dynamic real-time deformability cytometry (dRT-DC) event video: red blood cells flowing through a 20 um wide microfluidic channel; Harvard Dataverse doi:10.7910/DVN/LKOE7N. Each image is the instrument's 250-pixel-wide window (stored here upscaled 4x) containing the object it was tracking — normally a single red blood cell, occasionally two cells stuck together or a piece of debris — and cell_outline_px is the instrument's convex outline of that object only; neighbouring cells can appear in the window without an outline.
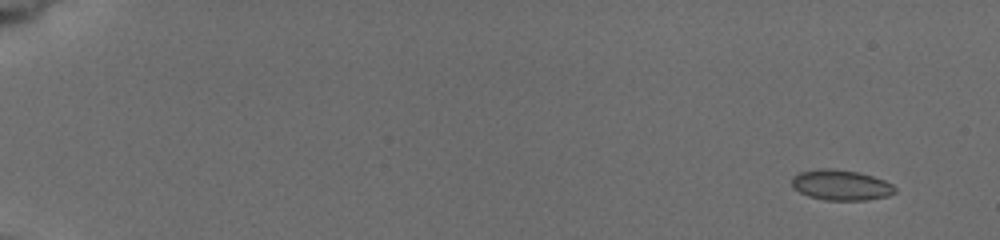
{"species": "common noctule bat (a hibernating species)", "species_latin": "Nyctalus noctula", "temperature_condition": "cold", "stored_images_in_passage": 12, "camera_frame_rate_fps": 3000, "um_per_image_px": 0.085, "animal": {"sex": "female", "body_mass_g": 19.5, "forearm_length_mm": 54.1}, "frame": {"image": 1, "passage_image": 2, "time_ms": 1.0, "image_size_px": [1000, 240], "cell_outline_px": [[896, 192], [888, 196], [868, 200], [824, 200], [808, 196], [792, 188], [792, 176], [800, 172], [816, 168], [832, 168], [856, 172], [872, 176], [884, 180], [892, 184], [896, 188]], "centroid_in_image_um": [71.46, 15.73], "position_along_channel_um": 13.5, "area_um2": 18.44}}
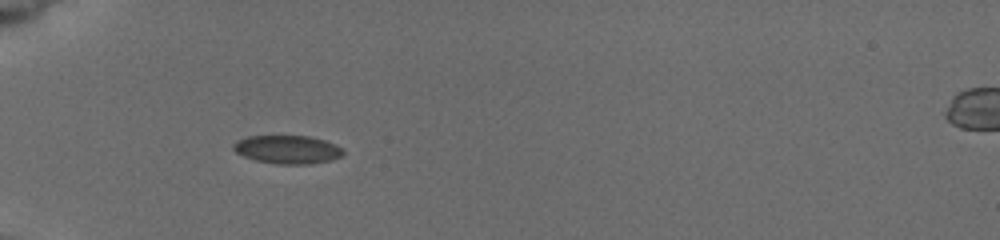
{"frame": {"image": 2, "passage_image": 8, "time_ms": 6.333, "image_size_px": [1000, 240], "cell_outline_px": [[344, 152], [340, 156], [332, 160], [308, 164], [276, 164], [256, 160], [244, 156], [236, 152], [232, 148], [232, 144], [236, 140], [248, 136], [308, 136], [324, 140], [336, 144], [344, 148]], "centroid_in_image_um": [24.44, 12.7], "position_along_channel_um": 60.6, "area_um2": 18.21}}
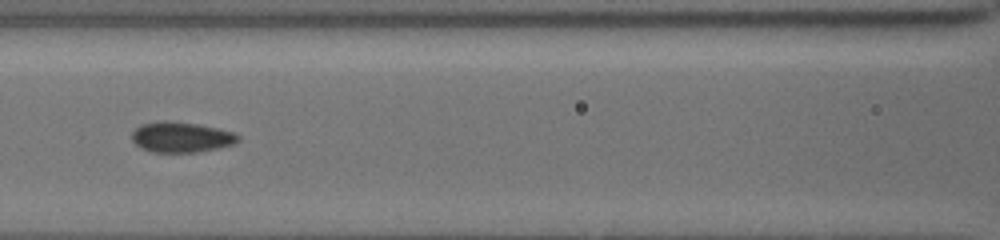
{"frame": {"image": 3, "passage_image": 11, "time_ms": 9.0, "image_size_px": [1000, 240], "cell_outline_px": [[240, 140], [236, 144], [220, 148], [200, 152], [152, 152], [140, 148], [132, 140], [132, 132], [136, 128], [144, 124], [164, 120], [196, 124], [216, 128], [232, 132], [240, 136]], "centroid_in_image_um": [15.43, 11.67], "position_along_channel_um": 151.2, "area_um2": 18.84}}